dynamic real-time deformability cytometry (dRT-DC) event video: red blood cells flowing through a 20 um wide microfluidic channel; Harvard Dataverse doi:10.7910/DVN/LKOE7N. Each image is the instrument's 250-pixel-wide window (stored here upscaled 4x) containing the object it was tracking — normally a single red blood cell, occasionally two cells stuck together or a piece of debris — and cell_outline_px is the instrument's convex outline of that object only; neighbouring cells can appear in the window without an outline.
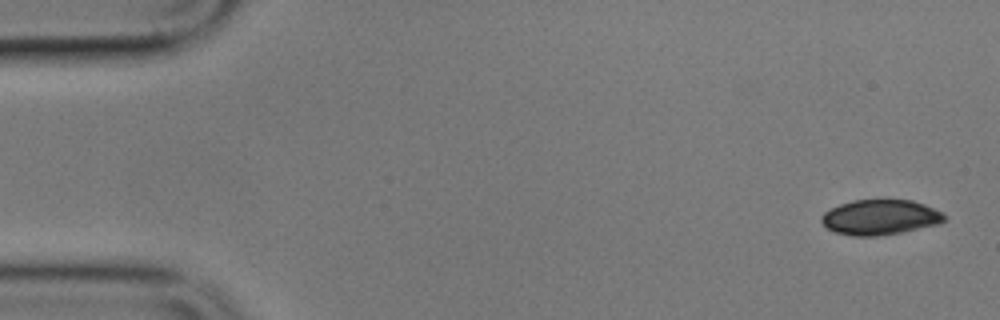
{"species": "common noctule bat (a hibernating species)", "species_latin": "Nyctalus noctula", "temperature_condition": "cold", "stored_images_in_passage": 5, "camera_frame_rate_fps": 3000, "um_per_image_px": 0.085, "animal": {"sex": "male", "body_mass_g": 17.9}, "frame": {"image": 1, "passage_image": 1, "time_ms": 0.0, "image_size_px": [1000, 320], "cell_outline_px": [[948, 216], [940, 224], [900, 232], [876, 236], [852, 236], [836, 232], [828, 228], [820, 220], [820, 216], [824, 212], [840, 204], [852, 200], [912, 200], [924, 204], [944, 212]], "centroid_in_image_um": [74.84, 18.46], "position_along_channel_um": 10.2, "area_um2": 25.2}}
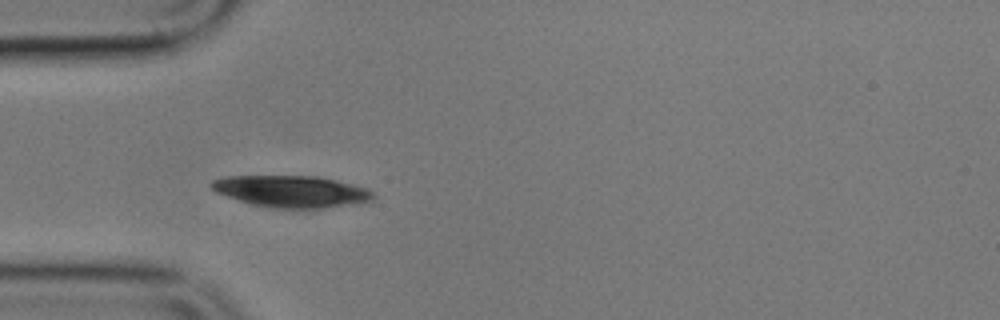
{"frame": {"image": 2, "passage_image": 4, "time_ms": 7.0, "image_size_px": [1000, 320], "cell_outline_px": [[376, 196], [372, 200], [356, 204], [324, 208], [268, 208], [252, 204], [216, 192], [208, 184], [212, 180], [224, 176], [316, 176], [336, 180], [368, 188]], "centroid_in_image_um": [24.79, 16.27], "position_along_channel_um": 60.2, "area_um2": 30.0}}